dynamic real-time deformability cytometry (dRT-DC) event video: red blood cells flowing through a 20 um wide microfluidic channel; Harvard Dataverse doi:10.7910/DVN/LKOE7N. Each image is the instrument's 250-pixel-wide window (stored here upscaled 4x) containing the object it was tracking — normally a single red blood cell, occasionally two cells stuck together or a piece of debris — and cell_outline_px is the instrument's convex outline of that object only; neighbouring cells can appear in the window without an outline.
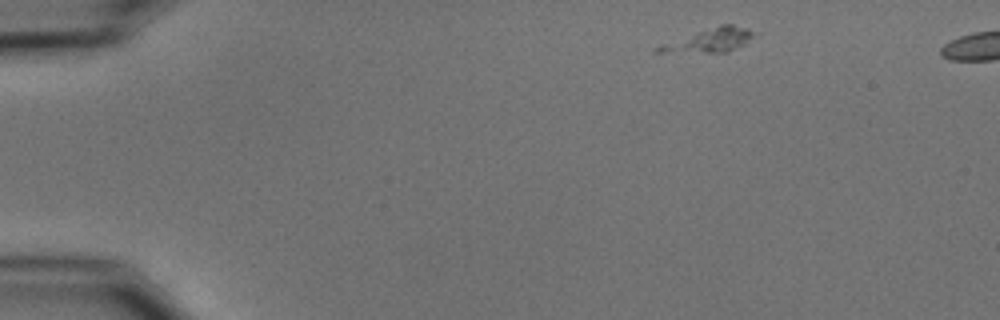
{"species": "common noctule bat (a hibernating species)", "species_latin": "Nyctalus noctula", "temperature_condition": "cold", "stored_images_in_passage": 2, "camera_frame_rate_fps": 3000, "um_per_image_px": 0.085, "animal": {"sex": "male", "body_mass_g": 15.6}, "frame": {"image": 1, "passage_image": 2, "time_ms": 0.333, "image_size_px": [1000, 320], "cell_outline_px": [[760, 36], [728, 52], [704, 52], [680, 48], [684, 44], [700, 32], [720, 24], [732, 24], [760, 32]], "centroid_in_image_um": [61.29, 3.29], "position_along_channel_um": 23.7, "area_um2": 10.35}}